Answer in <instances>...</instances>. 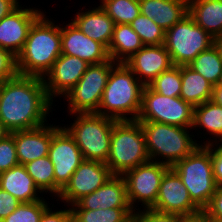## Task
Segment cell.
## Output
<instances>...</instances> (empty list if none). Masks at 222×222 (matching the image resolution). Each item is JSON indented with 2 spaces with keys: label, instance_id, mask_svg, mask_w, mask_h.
I'll use <instances>...</instances> for the list:
<instances>
[{
  "label": "cell",
  "instance_id": "6da1fadb",
  "mask_svg": "<svg viewBox=\"0 0 222 222\" xmlns=\"http://www.w3.org/2000/svg\"><path fill=\"white\" fill-rule=\"evenodd\" d=\"M53 105L42 77L17 74L0 84V121L10 133L47 124Z\"/></svg>",
  "mask_w": 222,
  "mask_h": 222
},
{
  "label": "cell",
  "instance_id": "7a4b0ae2",
  "mask_svg": "<svg viewBox=\"0 0 222 222\" xmlns=\"http://www.w3.org/2000/svg\"><path fill=\"white\" fill-rule=\"evenodd\" d=\"M47 17L43 12L34 21L16 57L17 72L20 75L43 78L62 54L61 25H55V21Z\"/></svg>",
  "mask_w": 222,
  "mask_h": 222
},
{
  "label": "cell",
  "instance_id": "3957f363",
  "mask_svg": "<svg viewBox=\"0 0 222 222\" xmlns=\"http://www.w3.org/2000/svg\"><path fill=\"white\" fill-rule=\"evenodd\" d=\"M143 89L144 85L125 63H116L111 69L96 114L116 121L137 120Z\"/></svg>",
  "mask_w": 222,
  "mask_h": 222
},
{
  "label": "cell",
  "instance_id": "277c9868",
  "mask_svg": "<svg viewBox=\"0 0 222 222\" xmlns=\"http://www.w3.org/2000/svg\"><path fill=\"white\" fill-rule=\"evenodd\" d=\"M140 123L145 135L146 149L150 161L172 167L188 156L198 145H201L200 141L193 138L195 137L194 132L190 133L189 130L192 128L158 122Z\"/></svg>",
  "mask_w": 222,
  "mask_h": 222
},
{
  "label": "cell",
  "instance_id": "5b68a950",
  "mask_svg": "<svg viewBox=\"0 0 222 222\" xmlns=\"http://www.w3.org/2000/svg\"><path fill=\"white\" fill-rule=\"evenodd\" d=\"M145 135L138 120L115 121L110 152L106 165L113 175H123L126 171L149 162Z\"/></svg>",
  "mask_w": 222,
  "mask_h": 222
},
{
  "label": "cell",
  "instance_id": "8992f818",
  "mask_svg": "<svg viewBox=\"0 0 222 222\" xmlns=\"http://www.w3.org/2000/svg\"><path fill=\"white\" fill-rule=\"evenodd\" d=\"M171 168L181 178L192 201L203 211L218 186L213 175L212 145H198Z\"/></svg>",
  "mask_w": 222,
  "mask_h": 222
},
{
  "label": "cell",
  "instance_id": "52a82bcc",
  "mask_svg": "<svg viewBox=\"0 0 222 222\" xmlns=\"http://www.w3.org/2000/svg\"><path fill=\"white\" fill-rule=\"evenodd\" d=\"M74 122L63 126L74 138L84 160L106 163L112 128L116 120L96 113L71 114ZM74 116V117H73Z\"/></svg>",
  "mask_w": 222,
  "mask_h": 222
},
{
  "label": "cell",
  "instance_id": "ba28073f",
  "mask_svg": "<svg viewBox=\"0 0 222 222\" xmlns=\"http://www.w3.org/2000/svg\"><path fill=\"white\" fill-rule=\"evenodd\" d=\"M215 44V38L187 14L165 33V48L173 65L188 66L201 52Z\"/></svg>",
  "mask_w": 222,
  "mask_h": 222
},
{
  "label": "cell",
  "instance_id": "9c48e42d",
  "mask_svg": "<svg viewBox=\"0 0 222 222\" xmlns=\"http://www.w3.org/2000/svg\"><path fill=\"white\" fill-rule=\"evenodd\" d=\"M194 107L181 97H166L148 85L142 91L139 122H158L192 128Z\"/></svg>",
  "mask_w": 222,
  "mask_h": 222
},
{
  "label": "cell",
  "instance_id": "30bf717a",
  "mask_svg": "<svg viewBox=\"0 0 222 222\" xmlns=\"http://www.w3.org/2000/svg\"><path fill=\"white\" fill-rule=\"evenodd\" d=\"M112 59L100 64L89 65L78 83L63 96L68 102L69 115L75 113H96L107 85L112 67ZM69 110V111H68Z\"/></svg>",
  "mask_w": 222,
  "mask_h": 222
},
{
  "label": "cell",
  "instance_id": "8fae6325",
  "mask_svg": "<svg viewBox=\"0 0 222 222\" xmlns=\"http://www.w3.org/2000/svg\"><path fill=\"white\" fill-rule=\"evenodd\" d=\"M170 168L166 164L149 161L122 175L126 182L128 201L134 211L139 202L143 209H151L155 205L162 178Z\"/></svg>",
  "mask_w": 222,
  "mask_h": 222
},
{
  "label": "cell",
  "instance_id": "7c38bea8",
  "mask_svg": "<svg viewBox=\"0 0 222 222\" xmlns=\"http://www.w3.org/2000/svg\"><path fill=\"white\" fill-rule=\"evenodd\" d=\"M48 156L54 166L56 199L84 158L74 138L64 127L56 124H52Z\"/></svg>",
  "mask_w": 222,
  "mask_h": 222
},
{
  "label": "cell",
  "instance_id": "4fadbf2b",
  "mask_svg": "<svg viewBox=\"0 0 222 222\" xmlns=\"http://www.w3.org/2000/svg\"><path fill=\"white\" fill-rule=\"evenodd\" d=\"M113 174L108 166L100 161L84 160L75 170L70 181L57 197L64 206H71L83 196L101 187ZM67 203V205H65Z\"/></svg>",
  "mask_w": 222,
  "mask_h": 222
},
{
  "label": "cell",
  "instance_id": "5bb4252c",
  "mask_svg": "<svg viewBox=\"0 0 222 222\" xmlns=\"http://www.w3.org/2000/svg\"><path fill=\"white\" fill-rule=\"evenodd\" d=\"M151 209L184 217H194L202 213V210L190 198L181 178L172 168L163 176L157 201Z\"/></svg>",
  "mask_w": 222,
  "mask_h": 222
},
{
  "label": "cell",
  "instance_id": "9a60e30c",
  "mask_svg": "<svg viewBox=\"0 0 222 222\" xmlns=\"http://www.w3.org/2000/svg\"><path fill=\"white\" fill-rule=\"evenodd\" d=\"M89 64L76 56L61 54L43 77L49 99L63 97L81 79ZM54 98V99H53Z\"/></svg>",
  "mask_w": 222,
  "mask_h": 222
},
{
  "label": "cell",
  "instance_id": "2e32d148",
  "mask_svg": "<svg viewBox=\"0 0 222 222\" xmlns=\"http://www.w3.org/2000/svg\"><path fill=\"white\" fill-rule=\"evenodd\" d=\"M24 7L19 5L0 21V48L10 51L16 57L26 42L30 27L43 13L40 8H31L30 5L29 8Z\"/></svg>",
  "mask_w": 222,
  "mask_h": 222
},
{
  "label": "cell",
  "instance_id": "e0dca14e",
  "mask_svg": "<svg viewBox=\"0 0 222 222\" xmlns=\"http://www.w3.org/2000/svg\"><path fill=\"white\" fill-rule=\"evenodd\" d=\"M61 53L76 56L89 65L110 59L107 48L81 32L72 21L61 26Z\"/></svg>",
  "mask_w": 222,
  "mask_h": 222
},
{
  "label": "cell",
  "instance_id": "ac0fdd59",
  "mask_svg": "<svg viewBox=\"0 0 222 222\" xmlns=\"http://www.w3.org/2000/svg\"><path fill=\"white\" fill-rule=\"evenodd\" d=\"M125 64L144 86L173 66L164 44L143 46Z\"/></svg>",
  "mask_w": 222,
  "mask_h": 222
},
{
  "label": "cell",
  "instance_id": "d6986e66",
  "mask_svg": "<svg viewBox=\"0 0 222 222\" xmlns=\"http://www.w3.org/2000/svg\"><path fill=\"white\" fill-rule=\"evenodd\" d=\"M82 209L131 208L122 175H112L101 187L76 202Z\"/></svg>",
  "mask_w": 222,
  "mask_h": 222
},
{
  "label": "cell",
  "instance_id": "ffe728a7",
  "mask_svg": "<svg viewBox=\"0 0 222 222\" xmlns=\"http://www.w3.org/2000/svg\"><path fill=\"white\" fill-rule=\"evenodd\" d=\"M49 124V125H48ZM14 137L19 164L48 156L52 138V124L47 123L37 128L14 131Z\"/></svg>",
  "mask_w": 222,
  "mask_h": 222
},
{
  "label": "cell",
  "instance_id": "44dd1931",
  "mask_svg": "<svg viewBox=\"0 0 222 222\" xmlns=\"http://www.w3.org/2000/svg\"><path fill=\"white\" fill-rule=\"evenodd\" d=\"M81 11V12H80ZM72 22L89 38L102 43L107 49L112 40L115 23L112 18L101 8L79 10Z\"/></svg>",
  "mask_w": 222,
  "mask_h": 222
},
{
  "label": "cell",
  "instance_id": "7402d4cb",
  "mask_svg": "<svg viewBox=\"0 0 222 222\" xmlns=\"http://www.w3.org/2000/svg\"><path fill=\"white\" fill-rule=\"evenodd\" d=\"M140 12L167 31L188 14V0H139Z\"/></svg>",
  "mask_w": 222,
  "mask_h": 222
},
{
  "label": "cell",
  "instance_id": "603a6c76",
  "mask_svg": "<svg viewBox=\"0 0 222 222\" xmlns=\"http://www.w3.org/2000/svg\"><path fill=\"white\" fill-rule=\"evenodd\" d=\"M0 188L8 191L21 203L34 202L44 198L43 193L35 185L24 165L21 164L0 173Z\"/></svg>",
  "mask_w": 222,
  "mask_h": 222
},
{
  "label": "cell",
  "instance_id": "cb8c5ba5",
  "mask_svg": "<svg viewBox=\"0 0 222 222\" xmlns=\"http://www.w3.org/2000/svg\"><path fill=\"white\" fill-rule=\"evenodd\" d=\"M188 14L213 38L222 36V0H188Z\"/></svg>",
  "mask_w": 222,
  "mask_h": 222
},
{
  "label": "cell",
  "instance_id": "d4e9b609",
  "mask_svg": "<svg viewBox=\"0 0 222 222\" xmlns=\"http://www.w3.org/2000/svg\"><path fill=\"white\" fill-rule=\"evenodd\" d=\"M197 127V128H196ZM199 127V128H198ZM204 129L203 135H210L201 145H213L222 142V106L215 104L213 101H207L194 107L192 130ZM204 131H207L204 133ZM210 138V139H209Z\"/></svg>",
  "mask_w": 222,
  "mask_h": 222
},
{
  "label": "cell",
  "instance_id": "484cf974",
  "mask_svg": "<svg viewBox=\"0 0 222 222\" xmlns=\"http://www.w3.org/2000/svg\"><path fill=\"white\" fill-rule=\"evenodd\" d=\"M138 34L129 24H115L112 40L108 47L110 59L116 63H125L142 47Z\"/></svg>",
  "mask_w": 222,
  "mask_h": 222
},
{
  "label": "cell",
  "instance_id": "4316f807",
  "mask_svg": "<svg viewBox=\"0 0 222 222\" xmlns=\"http://www.w3.org/2000/svg\"><path fill=\"white\" fill-rule=\"evenodd\" d=\"M181 80L180 97L193 107L212 99L213 86L189 66H181Z\"/></svg>",
  "mask_w": 222,
  "mask_h": 222
},
{
  "label": "cell",
  "instance_id": "83f0119b",
  "mask_svg": "<svg viewBox=\"0 0 222 222\" xmlns=\"http://www.w3.org/2000/svg\"><path fill=\"white\" fill-rule=\"evenodd\" d=\"M73 222H132V208L82 209L77 203L71 206Z\"/></svg>",
  "mask_w": 222,
  "mask_h": 222
},
{
  "label": "cell",
  "instance_id": "f1b7e54d",
  "mask_svg": "<svg viewBox=\"0 0 222 222\" xmlns=\"http://www.w3.org/2000/svg\"><path fill=\"white\" fill-rule=\"evenodd\" d=\"M188 66L212 86L217 85L221 79L222 58L215 44L201 52Z\"/></svg>",
  "mask_w": 222,
  "mask_h": 222
},
{
  "label": "cell",
  "instance_id": "f546056e",
  "mask_svg": "<svg viewBox=\"0 0 222 222\" xmlns=\"http://www.w3.org/2000/svg\"><path fill=\"white\" fill-rule=\"evenodd\" d=\"M24 167L43 195L48 192L50 197L55 196L54 166L49 156L30 161Z\"/></svg>",
  "mask_w": 222,
  "mask_h": 222
},
{
  "label": "cell",
  "instance_id": "4dcf8cb0",
  "mask_svg": "<svg viewBox=\"0 0 222 222\" xmlns=\"http://www.w3.org/2000/svg\"><path fill=\"white\" fill-rule=\"evenodd\" d=\"M101 8L115 24H130L141 12L139 0H101Z\"/></svg>",
  "mask_w": 222,
  "mask_h": 222
},
{
  "label": "cell",
  "instance_id": "1f68e13d",
  "mask_svg": "<svg viewBox=\"0 0 222 222\" xmlns=\"http://www.w3.org/2000/svg\"><path fill=\"white\" fill-rule=\"evenodd\" d=\"M148 86L166 97H180L182 89L181 66L173 65L170 69L163 71Z\"/></svg>",
  "mask_w": 222,
  "mask_h": 222
},
{
  "label": "cell",
  "instance_id": "d6a6232c",
  "mask_svg": "<svg viewBox=\"0 0 222 222\" xmlns=\"http://www.w3.org/2000/svg\"><path fill=\"white\" fill-rule=\"evenodd\" d=\"M129 25L138 34L144 46L164 44L166 31L147 16L140 13Z\"/></svg>",
  "mask_w": 222,
  "mask_h": 222
},
{
  "label": "cell",
  "instance_id": "836d02e7",
  "mask_svg": "<svg viewBox=\"0 0 222 222\" xmlns=\"http://www.w3.org/2000/svg\"><path fill=\"white\" fill-rule=\"evenodd\" d=\"M49 206L44 198L20 205L1 222H39L43 211Z\"/></svg>",
  "mask_w": 222,
  "mask_h": 222
},
{
  "label": "cell",
  "instance_id": "e575fe53",
  "mask_svg": "<svg viewBox=\"0 0 222 222\" xmlns=\"http://www.w3.org/2000/svg\"><path fill=\"white\" fill-rule=\"evenodd\" d=\"M19 164L14 137L9 134L0 140V173Z\"/></svg>",
  "mask_w": 222,
  "mask_h": 222
},
{
  "label": "cell",
  "instance_id": "d590c367",
  "mask_svg": "<svg viewBox=\"0 0 222 222\" xmlns=\"http://www.w3.org/2000/svg\"><path fill=\"white\" fill-rule=\"evenodd\" d=\"M186 217L178 214L161 213L153 209L135 210L132 215V222H184Z\"/></svg>",
  "mask_w": 222,
  "mask_h": 222
},
{
  "label": "cell",
  "instance_id": "8d00e7d4",
  "mask_svg": "<svg viewBox=\"0 0 222 222\" xmlns=\"http://www.w3.org/2000/svg\"><path fill=\"white\" fill-rule=\"evenodd\" d=\"M17 74L16 56L0 48V84Z\"/></svg>",
  "mask_w": 222,
  "mask_h": 222
},
{
  "label": "cell",
  "instance_id": "74e56055",
  "mask_svg": "<svg viewBox=\"0 0 222 222\" xmlns=\"http://www.w3.org/2000/svg\"><path fill=\"white\" fill-rule=\"evenodd\" d=\"M202 213L211 222H222V185L217 186L209 204L203 209Z\"/></svg>",
  "mask_w": 222,
  "mask_h": 222
},
{
  "label": "cell",
  "instance_id": "f35d334b",
  "mask_svg": "<svg viewBox=\"0 0 222 222\" xmlns=\"http://www.w3.org/2000/svg\"><path fill=\"white\" fill-rule=\"evenodd\" d=\"M68 208V209H67ZM39 222H73V214L71 207H66L62 210L52 211L50 205L43 211L42 216L40 217Z\"/></svg>",
  "mask_w": 222,
  "mask_h": 222
},
{
  "label": "cell",
  "instance_id": "ab89813d",
  "mask_svg": "<svg viewBox=\"0 0 222 222\" xmlns=\"http://www.w3.org/2000/svg\"><path fill=\"white\" fill-rule=\"evenodd\" d=\"M20 203L21 202L8 191L0 188V222L8 217Z\"/></svg>",
  "mask_w": 222,
  "mask_h": 222
},
{
  "label": "cell",
  "instance_id": "60d3db41",
  "mask_svg": "<svg viewBox=\"0 0 222 222\" xmlns=\"http://www.w3.org/2000/svg\"><path fill=\"white\" fill-rule=\"evenodd\" d=\"M212 164L215 182L222 185V142L212 145Z\"/></svg>",
  "mask_w": 222,
  "mask_h": 222
},
{
  "label": "cell",
  "instance_id": "b9f144b4",
  "mask_svg": "<svg viewBox=\"0 0 222 222\" xmlns=\"http://www.w3.org/2000/svg\"><path fill=\"white\" fill-rule=\"evenodd\" d=\"M20 0H0V21L20 5Z\"/></svg>",
  "mask_w": 222,
  "mask_h": 222
},
{
  "label": "cell",
  "instance_id": "7bdbcfd3",
  "mask_svg": "<svg viewBox=\"0 0 222 222\" xmlns=\"http://www.w3.org/2000/svg\"><path fill=\"white\" fill-rule=\"evenodd\" d=\"M215 104L222 106V85H214L212 99Z\"/></svg>",
  "mask_w": 222,
  "mask_h": 222
},
{
  "label": "cell",
  "instance_id": "ee69618b",
  "mask_svg": "<svg viewBox=\"0 0 222 222\" xmlns=\"http://www.w3.org/2000/svg\"><path fill=\"white\" fill-rule=\"evenodd\" d=\"M184 222H211L203 213L194 217H186Z\"/></svg>",
  "mask_w": 222,
  "mask_h": 222
},
{
  "label": "cell",
  "instance_id": "f6af8a7d",
  "mask_svg": "<svg viewBox=\"0 0 222 222\" xmlns=\"http://www.w3.org/2000/svg\"><path fill=\"white\" fill-rule=\"evenodd\" d=\"M10 132L5 128L4 124L0 121V140L4 139Z\"/></svg>",
  "mask_w": 222,
  "mask_h": 222
},
{
  "label": "cell",
  "instance_id": "bcb514c9",
  "mask_svg": "<svg viewBox=\"0 0 222 222\" xmlns=\"http://www.w3.org/2000/svg\"><path fill=\"white\" fill-rule=\"evenodd\" d=\"M215 45L219 49L222 58V36L215 39Z\"/></svg>",
  "mask_w": 222,
  "mask_h": 222
},
{
  "label": "cell",
  "instance_id": "7dc6e473",
  "mask_svg": "<svg viewBox=\"0 0 222 222\" xmlns=\"http://www.w3.org/2000/svg\"><path fill=\"white\" fill-rule=\"evenodd\" d=\"M217 85H222V75H221V79Z\"/></svg>",
  "mask_w": 222,
  "mask_h": 222
}]
</instances>
